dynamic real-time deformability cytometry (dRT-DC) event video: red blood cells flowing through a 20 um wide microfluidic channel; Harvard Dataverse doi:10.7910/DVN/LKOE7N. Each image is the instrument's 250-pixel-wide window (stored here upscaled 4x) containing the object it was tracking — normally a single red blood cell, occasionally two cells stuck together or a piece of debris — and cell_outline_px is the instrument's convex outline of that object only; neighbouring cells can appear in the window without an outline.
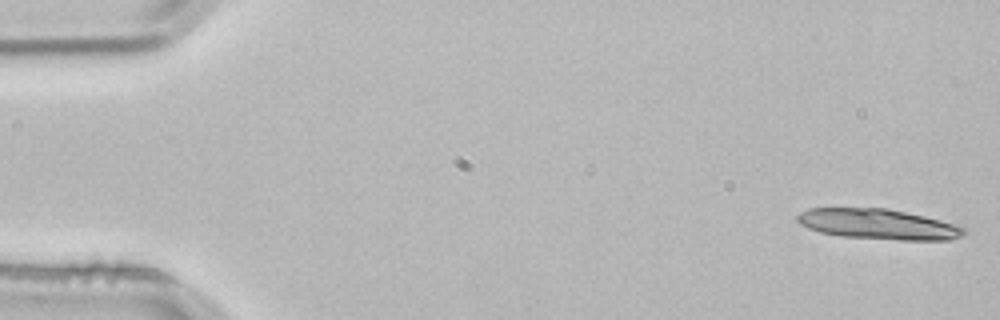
{"species": "common noctule bat (a hibernating species)", "species_latin": "Nyctalus noctula", "temperature_condition": "room temperature", "stored_images_in_passage": 4, "camera_frame_rate_fps": 3000, "um_per_image_px": 0.085, "animal": {"sex": "male", "body_mass_g": 21.5, "forearm_length_mm": 52.0}, "frame": {"image": 1, "passage_image": 1, "time_ms": 0.0, "image_size_px": [1000, 320], "cell_outline_px": [[968, 232], [964, 236], [952, 240], [900, 240], [840, 236], [820, 232], [808, 228], [800, 224], [796, 220], [796, 216], [800, 212], [808, 208], [888, 208], [924, 216], [956, 224], [964, 228]], "centroid_in_image_um": [74.67, 19.06], "position_along_channel_um": 10.3, "area_um2": 29.71}}
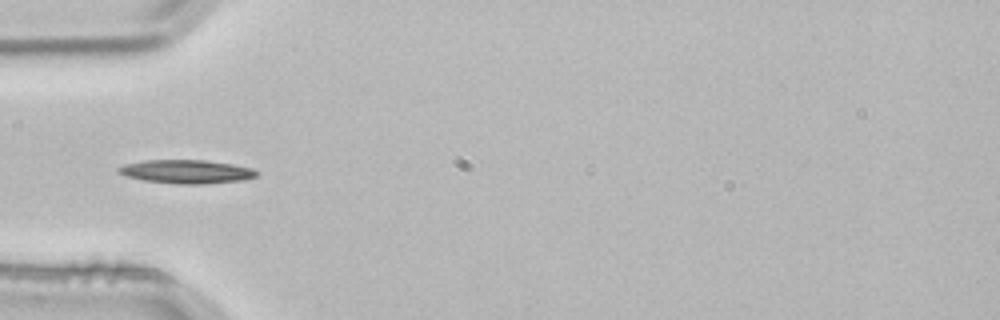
{"frame": {"image": 2, "passage_image": 4, "time_ms": 1.0, "image_size_px": [1000, 320], "cell_outline_px": [[256, 176], [244, 180], [204, 184], [176, 184], [144, 180], [128, 176], [116, 172], [116, 168], [124, 164], [144, 160], [204, 160], [232, 164], [252, 168], [256, 172]], "centroid_in_image_um": [15.82, 14.59], "position_along_channel_um": 69.2, "area_um2": 18.96}}